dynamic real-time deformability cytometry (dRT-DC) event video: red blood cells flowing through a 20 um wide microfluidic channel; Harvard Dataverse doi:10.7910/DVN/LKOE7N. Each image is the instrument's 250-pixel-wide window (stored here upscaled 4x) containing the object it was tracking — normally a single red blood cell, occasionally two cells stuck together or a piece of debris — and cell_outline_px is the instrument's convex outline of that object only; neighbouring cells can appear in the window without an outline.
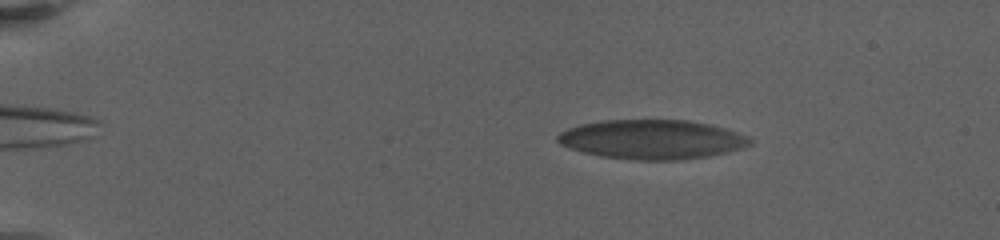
{"species": "human", "species_latin": "Homo sapiens", "temperature_condition": "warm", "stored_images_in_passage": 49, "camera_frame_rate_fps": 3000, "um_per_image_px": 0.085, "donor": {"sex": "female"}, "frame": {"image": 1, "passage_image": 4, "time_ms": 2.0, "image_size_px": [1000, 240], "cell_outline_px": [[752, 144], [740, 148], [708, 156], [680, 160], [636, 160], [600, 156], [584, 152], [560, 144], [556, 140], [556, 136], [560, 132], [568, 128], [584, 124], [604, 120], [688, 120], [708, 124], [724, 128], [748, 136], [752, 140]], "centroid_in_image_um": [55.41, 11.85], "position_along_channel_um": 29.6, "area_um2": 43.81}}
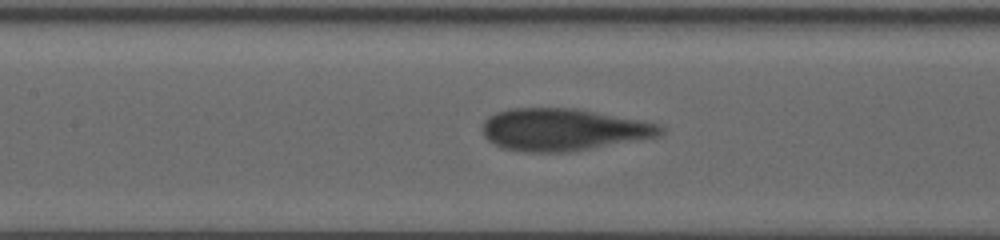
{"frame": {"image": 2, "passage_image": 24, "time_ms": 9.667, "image_size_px": [1000, 240], "cell_outline_px": [[664, 132], [660, 136], [568, 152], [524, 152], [500, 148], [488, 140], [484, 136], [484, 120], [488, 116], [496, 112], [512, 108], [576, 108], [656, 124], [664, 128]], "centroid_in_image_um": [47.81, 11.02], "position_along_channel_um": 159.6, "area_um2": 43.41}}
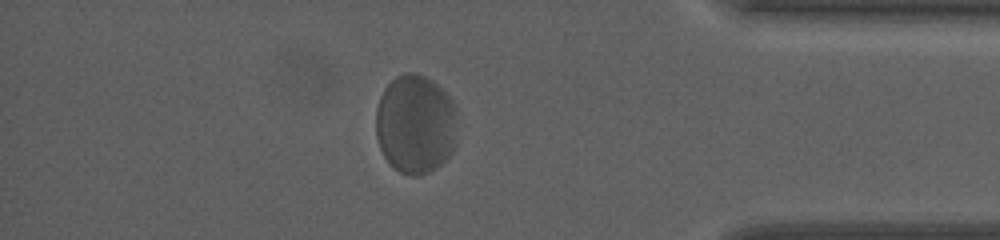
{"frame": {"image": 3, "passage_image": 43, "time_ms": 18.667, "image_size_px": [1000, 240], "cell_outline_px": [[456, 108], [452, 152], [436, 168], [428, 172], [416, 176], [412, 176], [400, 172], [392, 168], [384, 156], [380, 148], [376, 136], [376, 108], [380, 96], [384, 88], [396, 76], [404, 72], [412, 72], [424, 76], [432, 80], [452, 100]], "centroid_in_image_um": [35.26, 10.55], "position_along_channel_um": 399.9, "area_um2": 46.93}, "authors_computed_cell_mechanics": {"area_um2": 43.8124, "velocity_mm_per_s": 2.9203, "shape_relaxation_time_tau1_ms": 4.0462, "shape_relaxation_time_tau2_ms": null, "deformation_change_tau1": 0.1137, "deformation_change_tau2": null}}